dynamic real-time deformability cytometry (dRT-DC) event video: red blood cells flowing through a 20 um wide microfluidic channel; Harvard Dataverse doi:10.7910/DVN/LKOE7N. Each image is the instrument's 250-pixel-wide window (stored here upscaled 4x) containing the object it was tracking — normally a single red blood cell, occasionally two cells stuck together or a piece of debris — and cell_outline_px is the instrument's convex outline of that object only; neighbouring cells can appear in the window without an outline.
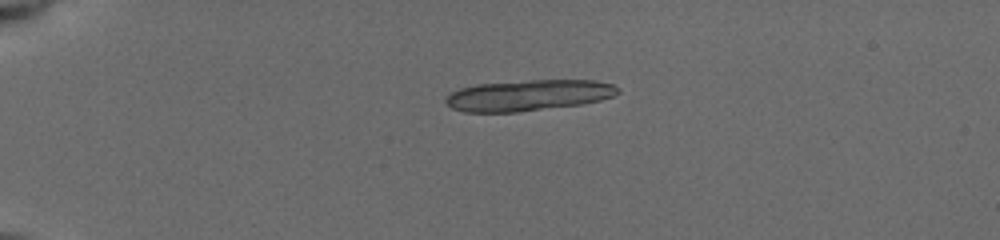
{"species": "common noctule bat (a hibernating species)", "species_latin": "Nyctalus noctula", "temperature_condition": "cold", "stored_images_in_passage": 12, "camera_frame_rate_fps": 3000, "um_per_image_px": 0.085, "animal": {"sex": "female", "body_mass_g": 19.5, "forearm_length_mm": 54.1}, "frame": {"image": 1, "passage_image": 1, "time_ms": 0.0, "image_size_px": [1000, 240], "cell_outline_px": [[620, 92], [612, 96], [600, 100], [580, 104], [516, 112], [464, 112], [452, 108], [444, 100], [452, 92], [460, 88], [476, 84], [532, 80], [596, 80], [612, 84], [620, 88]], "centroid_in_image_um": [44.92, 8.09], "position_along_channel_um": 40.1, "area_um2": 30.92}}